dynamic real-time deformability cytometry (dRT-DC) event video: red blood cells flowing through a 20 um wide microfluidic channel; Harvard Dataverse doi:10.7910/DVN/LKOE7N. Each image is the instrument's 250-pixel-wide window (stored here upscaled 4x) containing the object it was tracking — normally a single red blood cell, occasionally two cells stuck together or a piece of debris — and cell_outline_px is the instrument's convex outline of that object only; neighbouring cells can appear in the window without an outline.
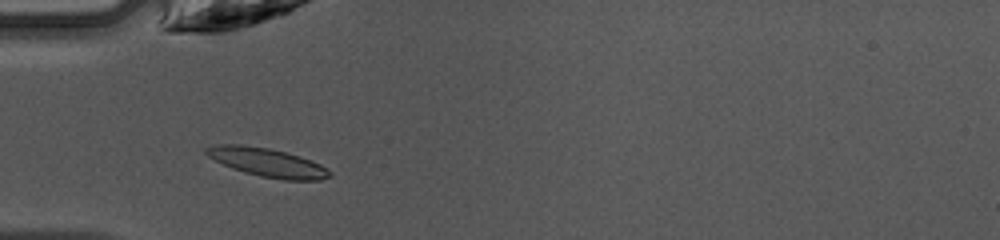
{"species": "common noctule bat (a hibernating species)", "species_latin": "Nyctalus noctula", "temperature_condition": "warm", "stored_images_in_passage": 43, "camera_frame_rate_fps": 3000, "um_per_image_px": 0.085, "animal": {"sex": "female", "body_mass_g": 10.0, "forearm_length_mm": 53.1}, "frame": {"image": 1, "passage_image": 11, "time_ms": 3.333, "image_size_px": [1000, 240], "cell_outline_px": [[332, 176], [320, 180], [284, 180], [260, 176], [244, 172], [232, 168], [208, 156], [204, 152], [204, 148], [212, 144], [240, 144], [268, 148], [300, 156], [320, 164], [332, 172]], "centroid_in_image_um": [22.71, 13.8], "position_along_channel_um": 62.3, "area_um2": 20.58}}
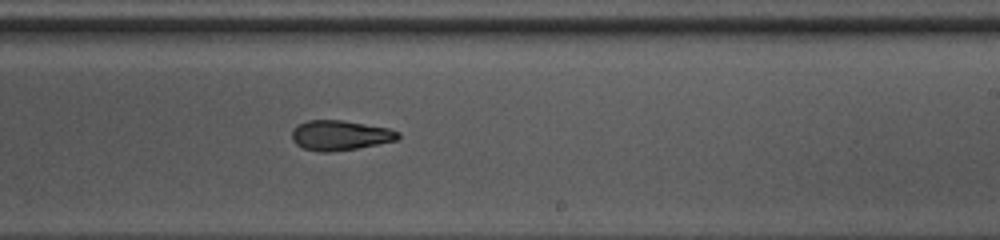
{"frame": {"image": 2, "passage_image": 25, "time_ms": 8.0, "image_size_px": [1000, 240], "cell_outline_px": [[400, 136], [396, 140], [356, 148], [328, 152], [320, 152], [304, 148], [296, 144], [292, 140], [292, 132], [300, 124], [308, 120], [344, 120], [388, 128], [400, 132]], "centroid_in_image_um": [28.91, 11.49], "position_along_channel_um": 260.1, "area_um2": 18.26}}
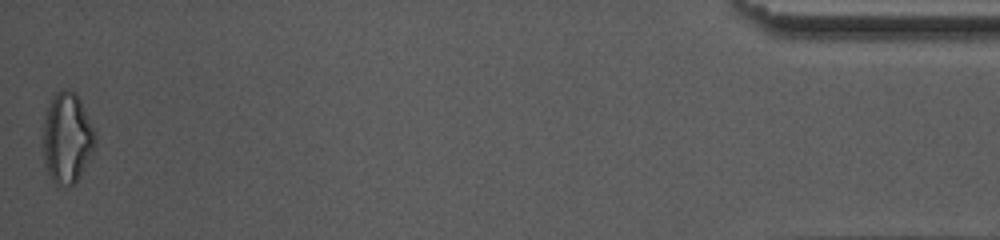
{"frame": {"image": 3, "passage_image": 43, "time_ms": 14.0, "image_size_px": [1000, 240], "cell_outline_px": [[96, 144], [80, 176], [68, 188], [56, 188], [48, 176], [44, 164], [44, 120], [48, 104], [52, 96], [60, 88], [68, 88], [76, 92], [96, 132]], "centroid_in_image_um": [5.69, 11.75], "position_along_channel_um": 429.5, "area_um2": 28.09}, "authors_computed_cell_mechanics": {"area_um2": 19.1896, "velocity_mm_per_s": 4.2609, "shape_relaxation_time_tau1_ms": 5.4436, "shape_relaxation_time_tau2_ms": 3.4246, "deformation_change_tau1": 0.1527, "deformation_change_tau2": 0.1237}}